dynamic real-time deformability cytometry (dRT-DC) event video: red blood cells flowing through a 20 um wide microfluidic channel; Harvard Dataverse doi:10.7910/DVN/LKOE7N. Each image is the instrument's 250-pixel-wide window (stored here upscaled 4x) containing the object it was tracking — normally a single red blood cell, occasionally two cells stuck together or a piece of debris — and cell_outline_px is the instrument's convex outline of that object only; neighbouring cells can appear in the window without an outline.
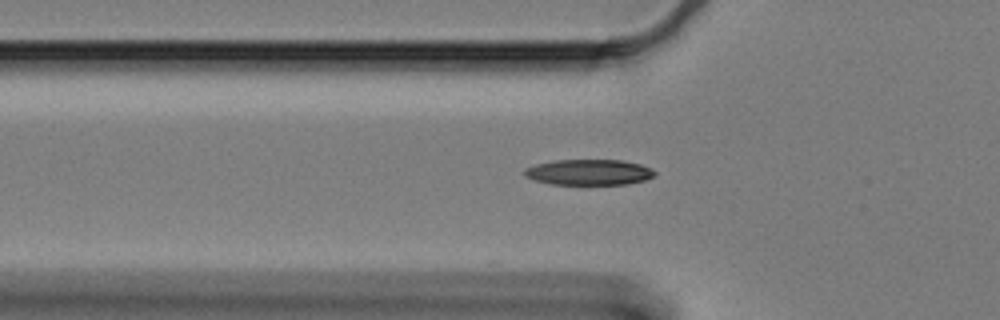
{"species": "Egyptian fruit bat (a non-hibernating species)", "species_latin": "Rousettus aegyptiacus", "temperature_condition": "cold", "stored_images_in_passage": 41, "camera_frame_rate_fps": 3000, "um_per_image_px": 0.085, "animal": {"sex": "female"}, "frame": {"image": 1, "passage_image": 2, "time_ms": 0.333, "image_size_px": [1000, 320], "cell_outline_px": [[656, 176], [644, 180], [628, 184], [584, 188], [548, 184], [524, 176], [524, 172], [528, 168], [536, 164], [556, 160], [620, 160], [640, 164], [652, 168], [656, 172]], "centroid_in_image_um": [50.09, 14.7], "position_along_channel_um": 75.7, "area_um2": 20.58}}
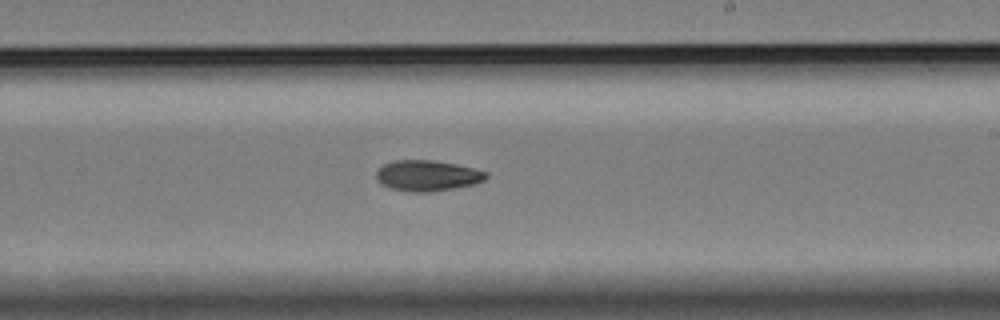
{"frame": {"image": 2, "passage_image": 18, "time_ms": 5.667, "image_size_px": [1000, 320], "cell_outline_px": [[488, 176], [484, 180], [476, 184], [432, 192], [408, 192], [388, 188], [380, 184], [376, 180], [376, 172], [384, 164], [392, 160], [432, 160], [456, 164], [488, 172]], "centroid_in_image_um": [36.3, 14.94], "position_along_channel_um": 252.7, "area_um2": 19.94}}
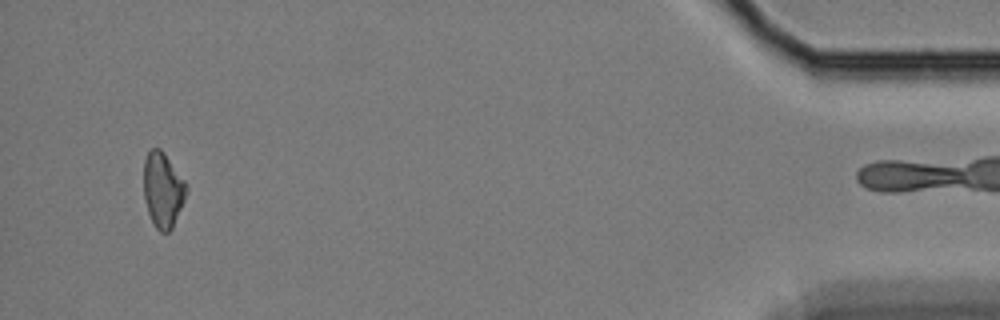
{"frame": {"image": 3, "passage_image": 40, "time_ms": 13.0, "image_size_px": [1000, 320], "cell_outline_px": [[188, 188], [184, 200], [172, 228], [168, 232], [160, 232], [156, 228], [148, 212], [144, 196], [144, 160], [148, 152], [152, 148], [160, 148], [164, 152], [184, 180]], "centroid_in_image_um": [13.84, 16.12], "position_along_channel_um": 421.4, "area_um2": 18.44}}